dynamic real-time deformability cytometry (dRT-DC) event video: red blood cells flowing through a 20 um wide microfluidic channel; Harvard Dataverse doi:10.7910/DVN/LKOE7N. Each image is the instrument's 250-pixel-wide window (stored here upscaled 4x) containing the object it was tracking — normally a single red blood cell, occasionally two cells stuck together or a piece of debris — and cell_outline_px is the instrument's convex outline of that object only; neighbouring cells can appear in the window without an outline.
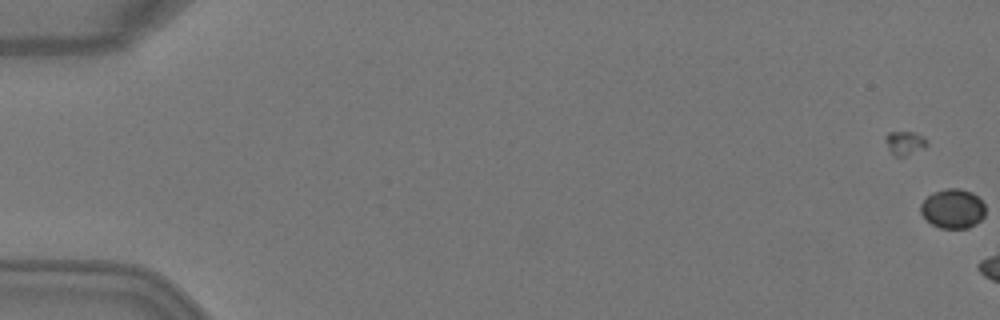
{"species": "Egyptian fruit bat (a non-hibernating species)", "species_latin": "Rousettus aegyptiacus", "temperature_condition": "warm", "stored_images_in_passage": 5, "camera_frame_rate_fps": 3000, "um_per_image_px": 0.085, "animal": {"sex": "female"}, "frame": {"image": 1, "passage_image": 1, "time_ms": 0.0, "image_size_px": [1000, 320], "cell_outline_px": [[984, 216], [976, 224], [968, 228], [940, 228], [932, 224], [920, 212], [920, 204], [928, 196], [944, 188], [960, 188], [972, 192], [984, 204]], "centroid_in_image_um": [80.99, 17.73], "position_along_channel_um": 4.0, "area_um2": 14.74}}